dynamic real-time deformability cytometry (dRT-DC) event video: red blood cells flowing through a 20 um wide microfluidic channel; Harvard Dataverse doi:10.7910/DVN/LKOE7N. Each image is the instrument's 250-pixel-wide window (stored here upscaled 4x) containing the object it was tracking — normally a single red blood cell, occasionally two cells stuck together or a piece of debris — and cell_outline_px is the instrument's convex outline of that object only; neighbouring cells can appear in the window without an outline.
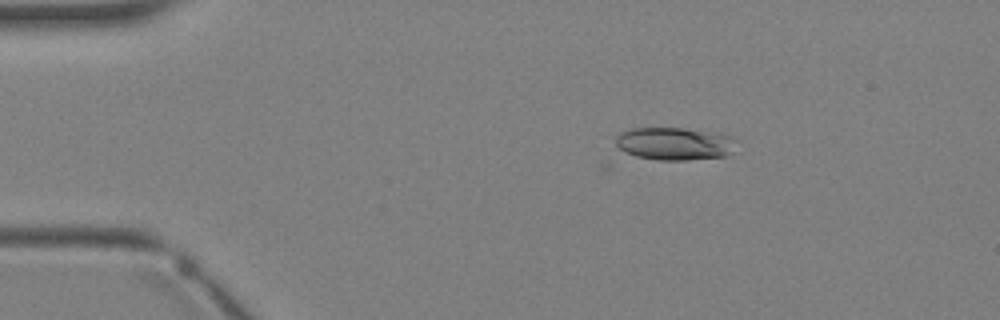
{"species": "Egyptian fruit bat (a non-hibernating species)", "species_latin": "Rousettus aegyptiacus", "temperature_condition": "warm", "stored_images_in_passage": 1, "camera_frame_rate_fps": 3000, "um_per_image_px": 0.085, "animal": {"sex": "female"}, "frame": {"image": 1, "passage_image": 1, "time_ms": 0.0, "image_size_px": [1000, 320], "cell_outline_px": [[736, 140], [728, 152], [724, 156], [688, 160], [656, 160], [636, 156], [624, 152], [616, 144], [616, 136], [620, 132], [632, 128], [684, 128], [720, 132]], "centroid_in_image_um": [57.29, 12.2], "position_along_channel_um": 27.7, "area_um2": 22.95}}